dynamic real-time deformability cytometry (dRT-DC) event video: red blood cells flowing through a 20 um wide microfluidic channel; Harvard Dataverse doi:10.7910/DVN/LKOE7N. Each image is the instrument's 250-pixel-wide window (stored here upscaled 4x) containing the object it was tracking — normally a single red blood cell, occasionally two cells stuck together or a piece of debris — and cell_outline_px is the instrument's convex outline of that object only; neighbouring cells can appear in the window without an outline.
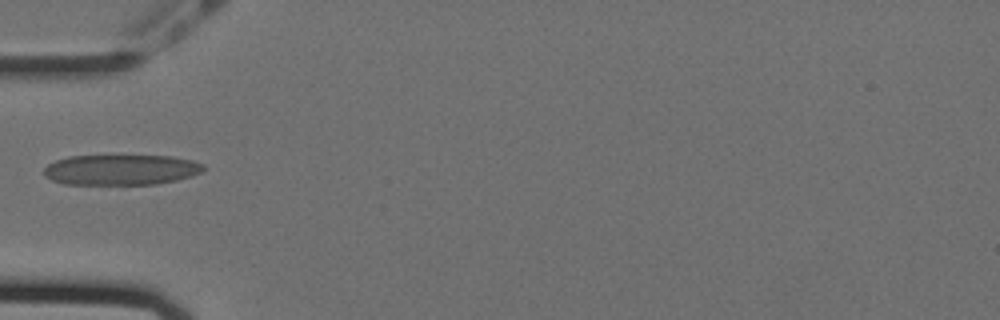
{"species": "Egyptian fruit bat (a non-hibernating species)", "species_latin": "Rousettus aegyptiacus", "temperature_condition": "cold", "stored_images_in_passage": 17, "camera_frame_rate_fps": 3000, "um_per_image_px": 0.085, "animal": {"sex": "female"}, "frame": {"image": 1, "passage_image": 1, "time_ms": 0.0, "image_size_px": [1000, 320], "cell_outline_px": [[204, 168], [200, 172], [192, 176], [176, 180], [156, 184], [64, 184], [52, 180], [44, 176], [44, 168], [48, 164], [56, 160], [68, 156], [168, 156], [192, 160], [204, 164]], "centroid_in_image_um": [10.27, 14.43], "position_along_channel_um": 74.7, "area_um2": 28.21}}
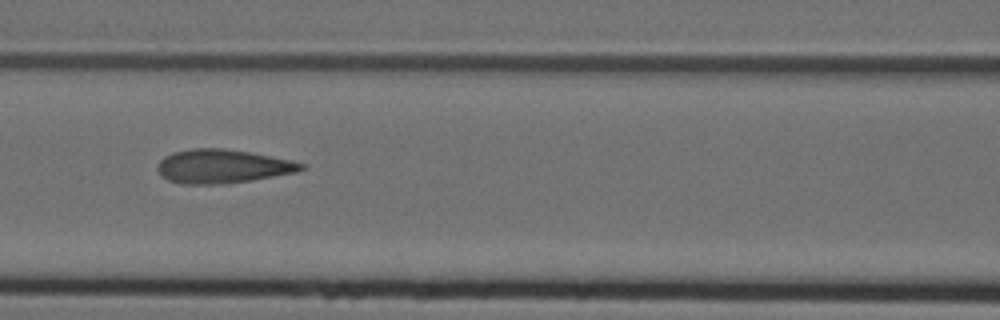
{"frame": {"image": 2, "passage_image": 7, "time_ms": 2.0, "image_size_px": [1000, 320], "cell_outline_px": [[304, 168], [296, 172], [252, 180], [228, 184], [180, 184], [168, 180], [156, 168], [160, 160], [164, 156], [172, 152], [192, 148], [224, 148], [248, 152], [292, 160], [304, 164]], "centroid_in_image_um": [18.89, 14.14], "position_along_channel_um": 147.7, "area_um2": 28.26}}
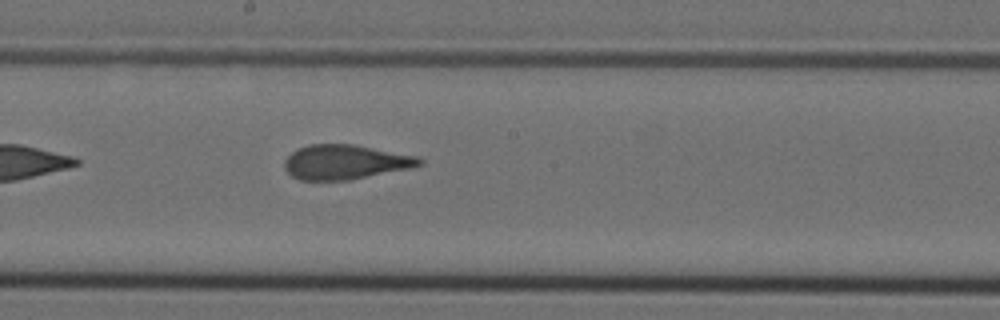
{"frame": {"image": 3, "passage_image": 13, "time_ms": 4.0, "image_size_px": [1000, 320], "cell_outline_px": [[424, 164], [412, 168], [352, 180], [300, 180], [292, 176], [284, 168], [284, 160], [296, 148], [308, 144], [352, 144], [420, 156], [424, 160]], "centroid_in_image_um": [29.39, 13.77], "position_along_channel_um": 218.8, "area_um2": 27.63}}